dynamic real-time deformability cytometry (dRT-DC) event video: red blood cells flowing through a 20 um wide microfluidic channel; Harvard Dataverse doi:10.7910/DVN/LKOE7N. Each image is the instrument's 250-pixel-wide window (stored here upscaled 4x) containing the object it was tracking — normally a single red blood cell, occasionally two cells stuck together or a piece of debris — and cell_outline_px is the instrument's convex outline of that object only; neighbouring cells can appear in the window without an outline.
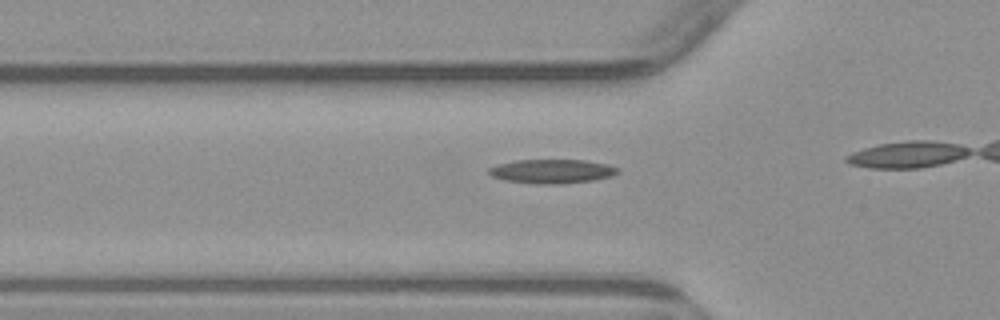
{"species": "common noctule bat (a hibernating species)", "species_latin": "Nyctalus noctula", "temperature_condition": "warm", "stored_images_in_passage": 4, "camera_frame_rate_fps": 3000, "um_per_image_px": 0.085, "animal": {"sex": "male", "body_mass_g": 23.1, "forearm_length_mm": 52.7}, "frame": {"image": 1, "passage_image": 4, "time_ms": 3.667, "image_size_px": [1000, 320], "cell_outline_px": [[620, 172], [612, 176], [592, 180], [560, 184], [532, 184], [504, 180], [492, 176], [488, 172], [488, 168], [500, 164], [516, 160], [584, 160], [608, 164], [620, 168]], "centroid_in_image_um": [46.94, 14.56], "position_along_channel_um": 78.9, "area_um2": 18.15}}